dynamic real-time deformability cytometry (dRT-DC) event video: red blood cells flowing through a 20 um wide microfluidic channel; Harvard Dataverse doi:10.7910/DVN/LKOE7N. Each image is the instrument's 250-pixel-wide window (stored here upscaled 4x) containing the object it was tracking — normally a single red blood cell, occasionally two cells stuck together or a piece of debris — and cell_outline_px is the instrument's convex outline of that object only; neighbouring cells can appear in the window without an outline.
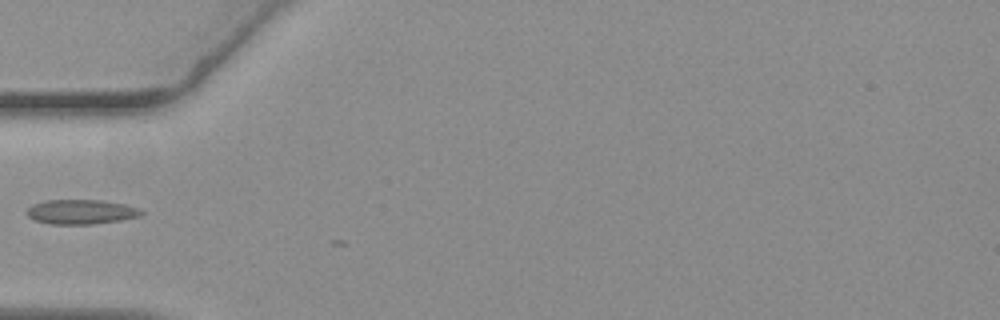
{"species": "common noctule bat (a hibernating species)", "species_latin": "Nyctalus noctula", "temperature_condition": "warm", "stored_images_in_passage": 6, "camera_frame_rate_fps": 3000, "um_per_image_px": 0.085, "animal": {"sex": "female", "body_mass_g": 19.3, "forearm_length_mm": 54.1}, "frame": {"image": 1, "passage_image": 1, "time_ms": 0.0, "image_size_px": [1000, 320], "cell_outline_px": [[144, 212], [140, 216], [120, 220], [92, 224], [52, 224], [36, 220], [28, 216], [28, 208], [32, 204], [44, 200], [104, 200], [124, 204], [140, 208]], "centroid_in_image_um": [6.92, 17.99], "position_along_channel_um": 78.1, "area_um2": 16.36}}
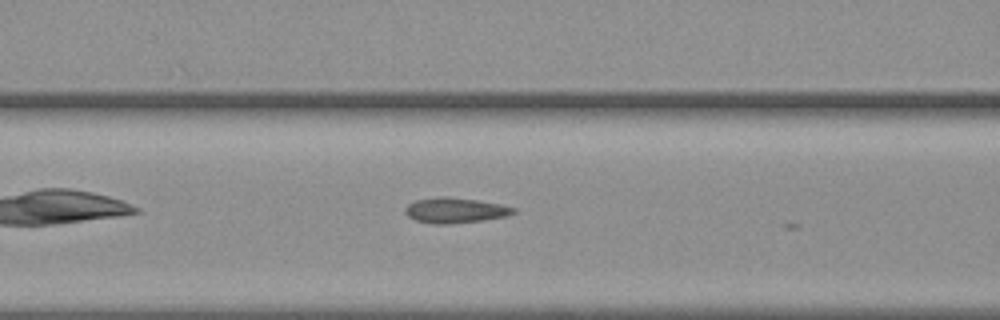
{"frame": {"image": 2, "passage_image": 5, "time_ms": 1.333, "image_size_px": [1000, 320], "cell_outline_px": [[516, 212], [508, 216], [484, 220], [448, 224], [436, 224], [416, 220], [408, 216], [404, 212], [404, 208], [408, 204], [416, 200], [476, 200], [500, 204], [516, 208]], "centroid_in_image_um": [38.75, 17.94], "position_along_channel_um": 127.9, "area_um2": 15.03}}